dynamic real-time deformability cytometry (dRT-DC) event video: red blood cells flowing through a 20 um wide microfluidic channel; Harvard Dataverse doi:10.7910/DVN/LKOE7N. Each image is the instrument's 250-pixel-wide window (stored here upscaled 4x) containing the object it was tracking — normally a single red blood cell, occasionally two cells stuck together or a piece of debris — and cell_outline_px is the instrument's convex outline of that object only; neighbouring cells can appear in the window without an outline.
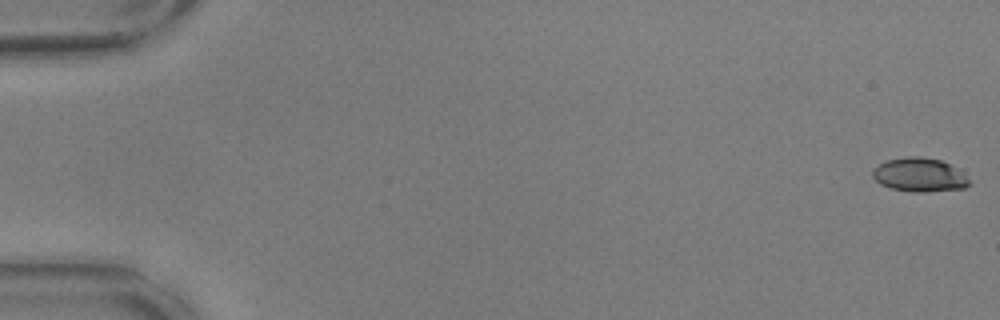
{"species": "common noctule bat (a hibernating species)", "species_latin": "Nyctalus noctula", "temperature_condition": "warm", "stored_images_in_passage": 57, "camera_frame_rate_fps": 3000, "um_per_image_px": 0.085, "animal": {"sex": "male", "body_mass_g": 17.9, "forearm_length_mm": 54.2}, "frame": {"image": 1, "passage_image": 1, "time_ms": 0.0, "image_size_px": [1000, 320], "cell_outline_px": [[972, 184], [964, 188], [924, 192], [912, 192], [892, 188], [880, 184], [872, 176], [872, 172], [880, 164], [888, 160], [908, 156], [920, 156], [940, 160], [948, 164], [964, 176]], "centroid_in_image_um": [78.13, 14.87], "position_along_channel_um": 6.9, "area_um2": 18.61}}
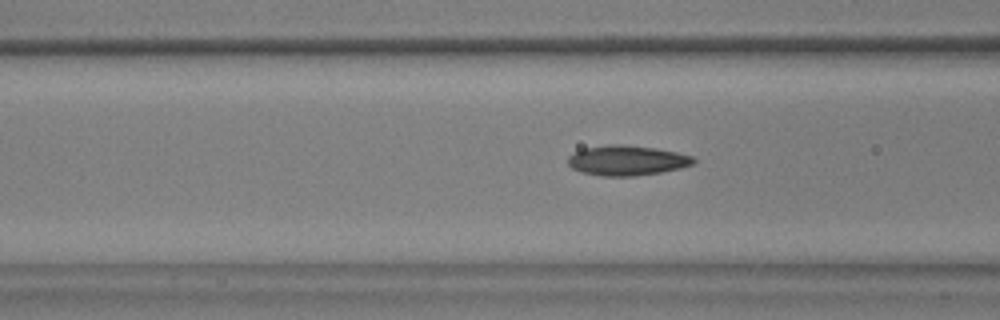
{"frame": {"image": 2, "passage_image": 23, "time_ms": 7.333, "image_size_px": [1000, 320], "cell_outline_px": [[696, 160], [692, 164], [680, 168], [660, 172], [636, 176], [600, 176], [580, 172], [572, 168], [568, 164], [568, 156], [584, 148], [608, 144], [620, 144], [656, 148], [676, 152], [692, 156]], "centroid_in_image_um": [53.26, 13.64], "position_along_channel_um": 113.3, "area_um2": 21.96}}
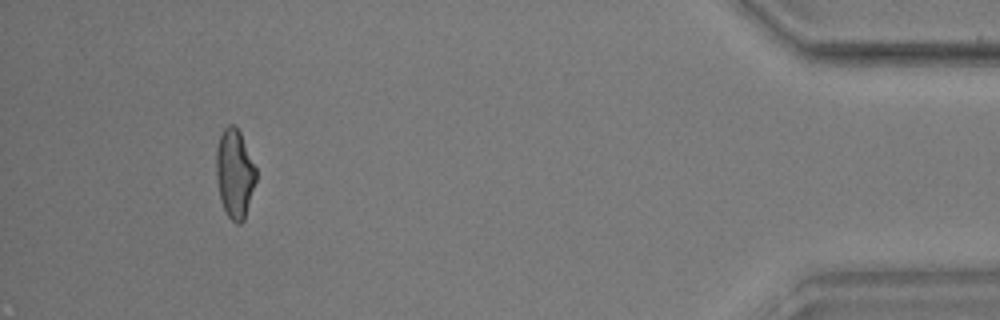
{"frame": {"image": 3, "passage_image": 53, "time_ms": 17.333, "image_size_px": [1000, 320], "cell_outline_px": [[256, 180], [244, 220], [240, 224], [236, 224], [228, 216], [220, 200], [216, 176], [216, 148], [220, 136], [224, 128], [228, 124], [236, 124], [240, 132], [256, 168]], "centroid_in_image_um": [19.94, 14.74], "position_along_channel_um": 415.3, "area_um2": 20.63}, "authors_computed_cell_mechanics": {"area_um2": 20.6346, "velocity_mm_per_s": 3.6183, "shape_relaxation_time_tau1_ms": 5.313, "shape_relaxation_time_tau2_ms": 2.1306, "deformation_change_tau1": 0.1572, "deformation_change_tau2": 0.0968}}